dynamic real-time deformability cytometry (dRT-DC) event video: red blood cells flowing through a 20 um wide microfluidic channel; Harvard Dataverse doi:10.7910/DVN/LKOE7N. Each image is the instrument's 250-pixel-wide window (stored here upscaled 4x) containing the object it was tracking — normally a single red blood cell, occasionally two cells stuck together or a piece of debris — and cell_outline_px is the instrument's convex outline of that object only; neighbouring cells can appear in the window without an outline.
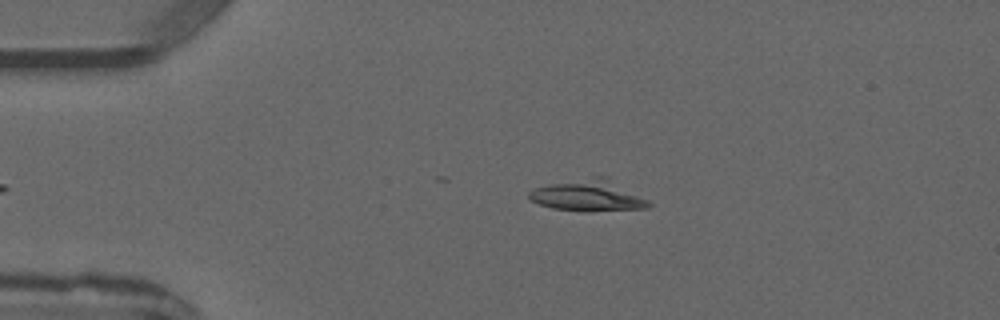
{"species": "common noctule bat (a hibernating species)", "species_latin": "Nyctalus noctula", "temperature_condition": "warm", "stored_images_in_passage": 4, "camera_frame_rate_fps": 3000, "um_per_image_px": 0.085, "animal": {"sex": "male", "forearm_length_mm": 52.5}, "frame": {"image": 1, "passage_image": 4, "time_ms": 4.333, "image_size_px": [1000, 320], "cell_outline_px": [[652, 204], [648, 208], [584, 212], [552, 208], [540, 204], [532, 200], [528, 196], [528, 192], [536, 188], [552, 184], [600, 176], [608, 176], [648, 200]], "centroid_in_image_um": [50.07, 16.64], "position_along_channel_um": 34.9, "area_um2": 21.62}}